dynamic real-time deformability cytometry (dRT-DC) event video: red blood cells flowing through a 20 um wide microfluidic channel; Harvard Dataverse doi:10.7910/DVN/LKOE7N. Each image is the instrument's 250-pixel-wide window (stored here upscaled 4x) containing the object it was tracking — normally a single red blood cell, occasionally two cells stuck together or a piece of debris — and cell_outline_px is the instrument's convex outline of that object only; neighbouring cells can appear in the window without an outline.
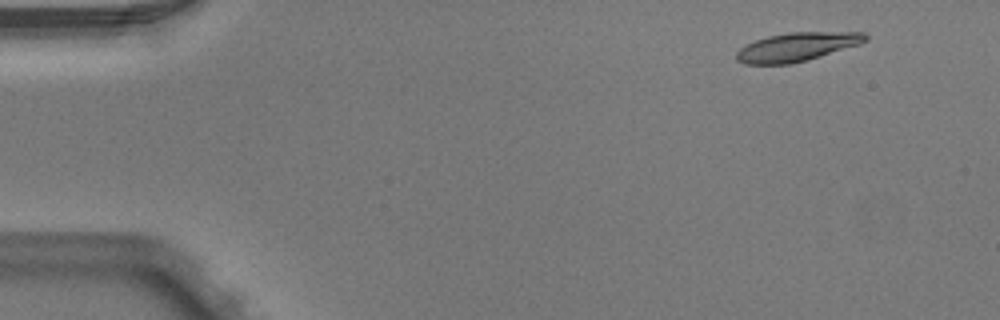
{"species": "Egyptian fruit bat (a non-hibernating species)", "species_latin": "Rousettus aegyptiacus", "temperature_condition": "warm", "stored_images_in_passage": 6, "camera_frame_rate_fps": 3000, "um_per_image_px": 0.085, "animal": {"sex": "male"}, "frame": {"image": 1, "passage_image": 1, "time_ms": 0.0, "image_size_px": [1000, 320], "cell_outline_px": [[868, 40], [860, 44], [808, 60], [788, 64], [744, 64], [736, 60], [736, 52], [740, 48], [756, 40], [768, 36], [788, 32], [864, 32], [868, 36]], "centroid_in_image_um": [67.75, 3.98], "position_along_channel_um": 17.3, "area_um2": 21.56}}
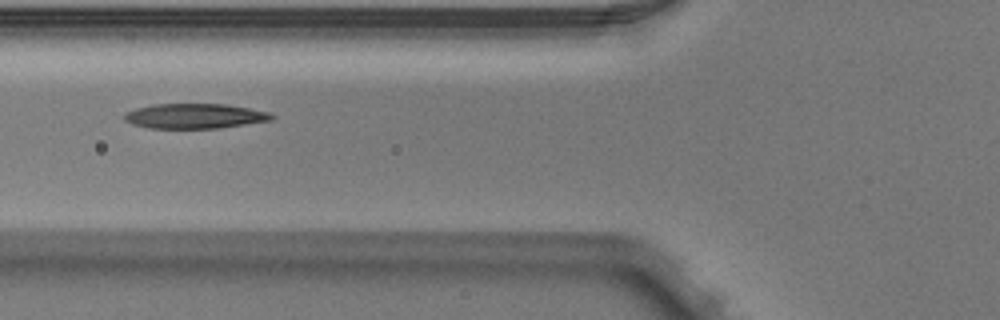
{"frame": {"image": 2, "passage_image": 5, "time_ms": 1.333, "image_size_px": [1000, 320], "cell_outline_px": [[276, 116], [272, 120], [220, 128], [148, 128], [132, 124], [124, 120], [124, 112], [136, 108], [156, 104], [228, 104], [272, 112]], "centroid_in_image_um": [16.59, 9.86], "position_along_channel_um": 109.2, "area_um2": 21.62}}
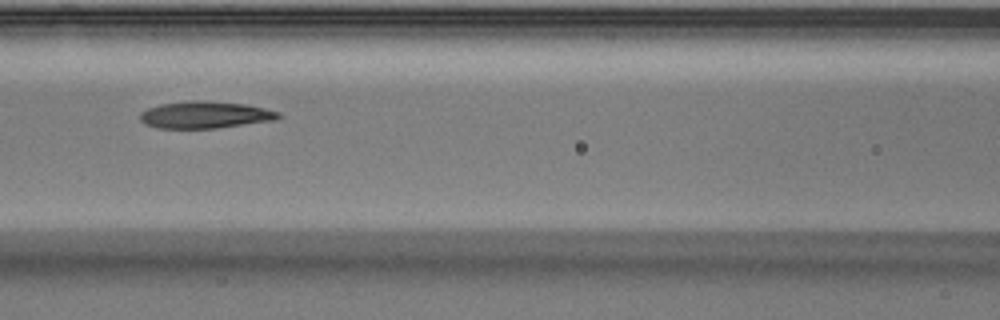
{"frame": {"image": 3, "passage_image": 6, "time_ms": 1.667, "image_size_px": [1000, 320], "cell_outline_px": [[280, 116], [276, 120], [216, 128], [156, 128], [144, 124], [140, 120], [140, 112], [148, 108], [160, 104], [188, 100], [204, 100], [248, 104], [280, 112]], "centroid_in_image_um": [17.42, 9.75], "position_along_channel_um": 149.2, "area_um2": 21.96}}